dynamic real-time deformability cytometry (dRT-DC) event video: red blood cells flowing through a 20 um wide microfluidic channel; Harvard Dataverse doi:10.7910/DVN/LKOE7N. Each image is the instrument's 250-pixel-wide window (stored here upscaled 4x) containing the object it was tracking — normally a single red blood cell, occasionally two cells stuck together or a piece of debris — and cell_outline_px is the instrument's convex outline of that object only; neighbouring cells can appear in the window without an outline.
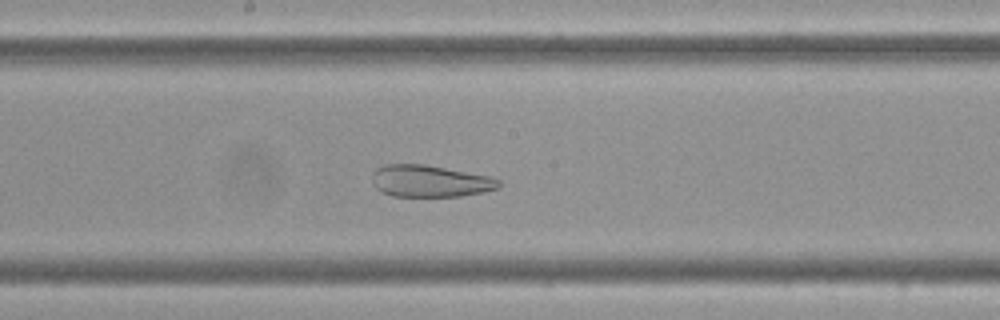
{"species": "Egyptian fruit bat (a non-hibernating species)", "species_latin": "Rousettus aegyptiacus", "temperature_condition": "cold", "stored_images_in_passage": 54, "camera_frame_rate_fps": 3000, "um_per_image_px": 0.085, "frame": {"image": 1, "passage_image": 27, "time_ms": 8.667, "image_size_px": [1000, 320], "cell_outline_px": [[500, 188], [484, 192], [460, 196], [392, 196], [380, 192], [372, 184], [372, 172], [376, 168], [384, 164], [424, 164], [488, 176], [500, 180]], "centroid_in_image_um": [36.5, 15.39], "position_along_channel_um": 211.7, "area_um2": 23.64}}
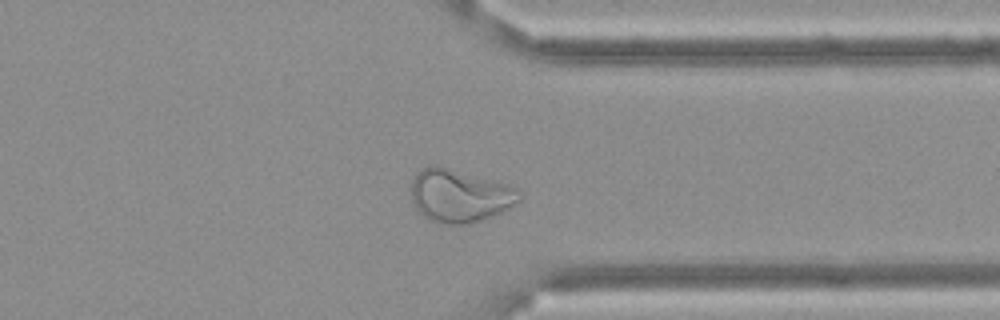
{"frame": {"image": 2, "passage_image": 41, "time_ms": 13.333, "image_size_px": [1000, 320], "cell_outline_px": [[520, 200], [508, 208], [492, 216], [468, 224], [436, 224], [428, 220], [416, 208], [412, 200], [412, 180], [416, 172], [428, 164], [436, 164], [508, 184], [520, 188]], "centroid_in_image_um": [39.05, 16.62], "position_along_channel_um": 372.4, "area_um2": 33.64}}
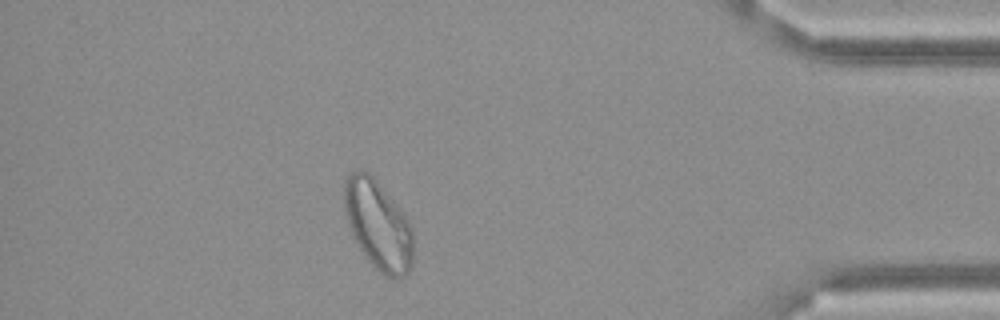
{"frame": {"image": 3, "passage_image": 47, "time_ms": 15.333, "image_size_px": [1000, 320], "cell_outline_px": [[412, 264], [408, 272], [400, 280], [396, 280], [384, 276], [368, 260], [356, 244], [352, 236], [344, 212], [344, 180], [352, 172], [368, 172], [376, 180], [396, 204], [408, 220], [412, 228]], "centroid_in_image_um": [32.13, 19.18], "position_along_channel_um": 403.1, "area_um2": 35.78}}